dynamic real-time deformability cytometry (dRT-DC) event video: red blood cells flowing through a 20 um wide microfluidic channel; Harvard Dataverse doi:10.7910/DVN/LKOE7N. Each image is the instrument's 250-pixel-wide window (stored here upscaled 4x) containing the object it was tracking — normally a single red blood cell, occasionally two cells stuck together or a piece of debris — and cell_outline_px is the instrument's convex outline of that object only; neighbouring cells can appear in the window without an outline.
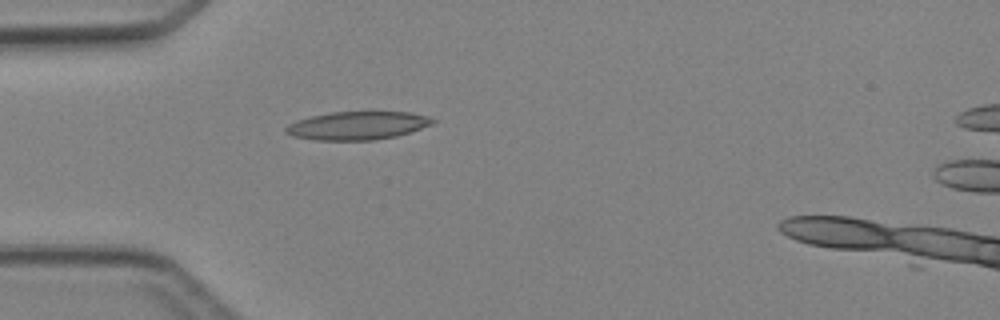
{"species": "Egyptian fruit bat (a non-hibernating species)", "species_latin": "Rousettus aegyptiacus", "temperature_condition": "cold", "stored_images_in_passage": 5, "camera_frame_rate_fps": 3000, "um_per_image_px": 0.085, "animal": {"sex": "female"}, "frame": {"image": 1, "passage_image": 4, "time_ms": 3.667, "image_size_px": [1000, 320], "cell_outline_px": [[436, 120], [432, 124], [396, 136], [372, 140], [312, 140], [292, 136], [284, 132], [284, 128], [288, 124], [296, 120], [328, 112], [412, 112], [428, 116]], "centroid_in_image_um": [30.33, 10.67], "position_along_channel_um": 54.7, "area_um2": 24.16}}